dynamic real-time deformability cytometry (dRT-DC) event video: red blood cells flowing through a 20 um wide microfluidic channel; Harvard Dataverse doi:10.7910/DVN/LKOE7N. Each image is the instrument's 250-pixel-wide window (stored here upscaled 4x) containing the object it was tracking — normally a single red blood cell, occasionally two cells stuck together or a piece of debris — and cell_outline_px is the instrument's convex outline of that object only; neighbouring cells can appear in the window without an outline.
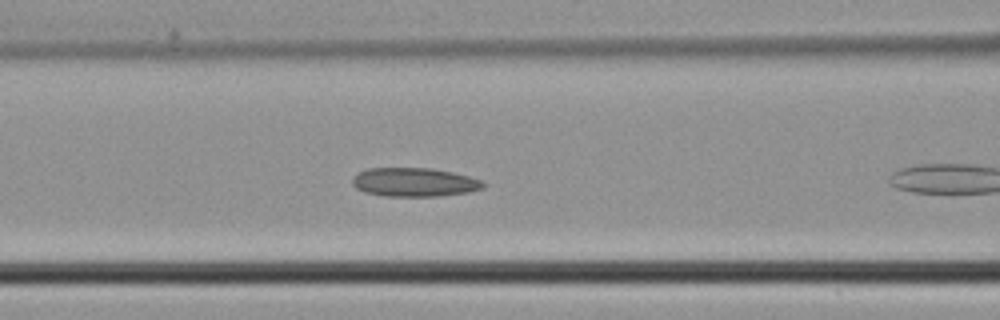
{"species": "common noctule bat (a hibernating species)", "species_latin": "Nyctalus noctula", "temperature_condition": "cold", "stored_images_in_passage": 10, "camera_frame_rate_fps": 3000, "um_per_image_px": 0.085, "animal": {"sex": "male", "body_mass_g": 21.5, "forearm_length_mm": 52.0}, "frame": {"image": 1, "passage_image": 7, "time_ms": 2.0, "image_size_px": [1000, 320], "cell_outline_px": [[484, 188], [468, 192], [436, 196], [384, 196], [364, 192], [356, 188], [352, 184], [352, 176], [356, 172], [368, 168], [432, 168], [452, 172], [484, 180]], "centroid_in_image_um": [35.18, 15.48], "position_along_channel_um": 131.4, "area_um2": 22.14}}
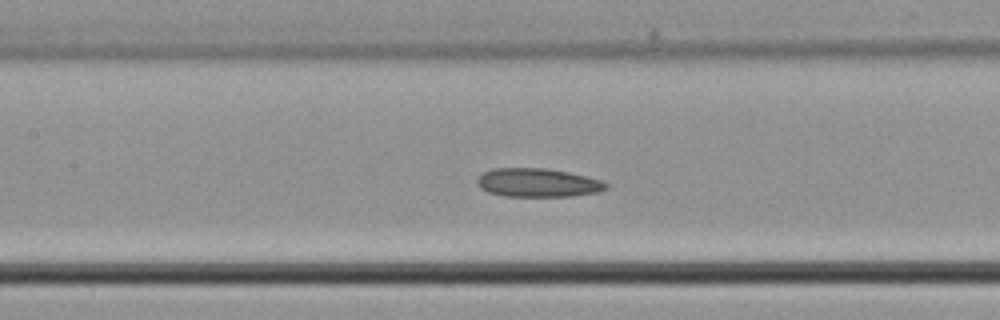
{"frame": {"image": 2, "passage_image": 9, "time_ms": 2.667, "image_size_px": [1000, 320], "cell_outline_px": [[608, 188], [600, 192], [572, 196], [504, 196], [488, 192], [480, 188], [476, 180], [484, 172], [492, 168], [544, 168], [568, 172], [600, 180], [608, 184]], "centroid_in_image_um": [45.71, 15.53], "position_along_channel_um": 161.7, "area_um2": 21.44}}